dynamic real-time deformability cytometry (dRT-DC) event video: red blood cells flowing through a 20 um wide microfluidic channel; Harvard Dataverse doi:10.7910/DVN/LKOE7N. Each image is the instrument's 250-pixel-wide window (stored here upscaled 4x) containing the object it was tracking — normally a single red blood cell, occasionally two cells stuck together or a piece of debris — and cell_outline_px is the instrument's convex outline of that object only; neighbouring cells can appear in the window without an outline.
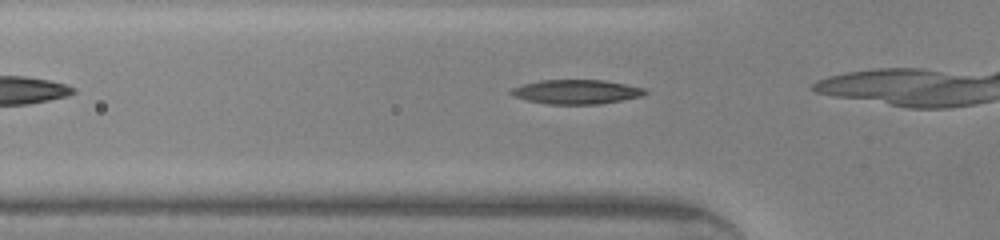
{"species": "common noctule bat (a hibernating species)", "species_latin": "Nyctalus noctula", "temperature_condition": "warm", "stored_images_in_passage": 6, "camera_frame_rate_fps": 3000, "um_per_image_px": 0.085, "animal": {"sex": "male", "body_mass_g": 20.0, "forearm_length_mm": 53.3}, "frame": {"image": 1, "passage_image": 2, "time_ms": 0.333, "image_size_px": [1000, 240], "cell_outline_px": [[648, 92], [644, 96], [600, 104], [548, 104], [528, 100], [516, 96], [508, 92], [512, 88], [524, 84], [540, 80], [604, 80], [644, 88]], "centroid_in_image_um": [49.03, 7.8], "position_along_channel_um": 76.8, "area_um2": 18.84}}
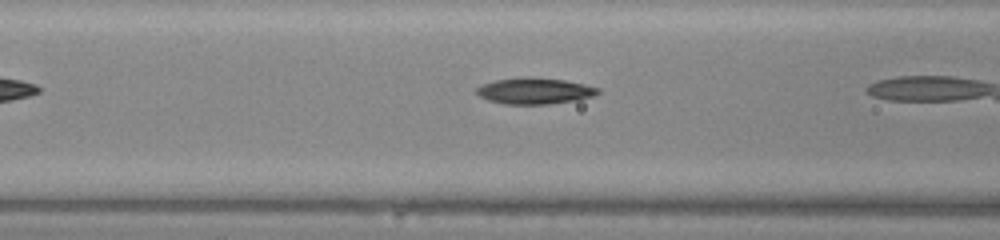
{"frame": {"image": 2, "passage_image": 5, "time_ms": 1.333, "image_size_px": [1000, 240], "cell_outline_px": [[600, 92], [592, 96], [576, 100], [548, 104], [504, 104], [488, 100], [480, 96], [476, 92], [476, 88], [484, 84], [496, 80], [528, 76], [532, 76], [564, 80], [584, 84], [600, 88]], "centroid_in_image_um": [45.45, 7.72], "position_along_channel_um": 121.1, "area_um2": 18.5}}